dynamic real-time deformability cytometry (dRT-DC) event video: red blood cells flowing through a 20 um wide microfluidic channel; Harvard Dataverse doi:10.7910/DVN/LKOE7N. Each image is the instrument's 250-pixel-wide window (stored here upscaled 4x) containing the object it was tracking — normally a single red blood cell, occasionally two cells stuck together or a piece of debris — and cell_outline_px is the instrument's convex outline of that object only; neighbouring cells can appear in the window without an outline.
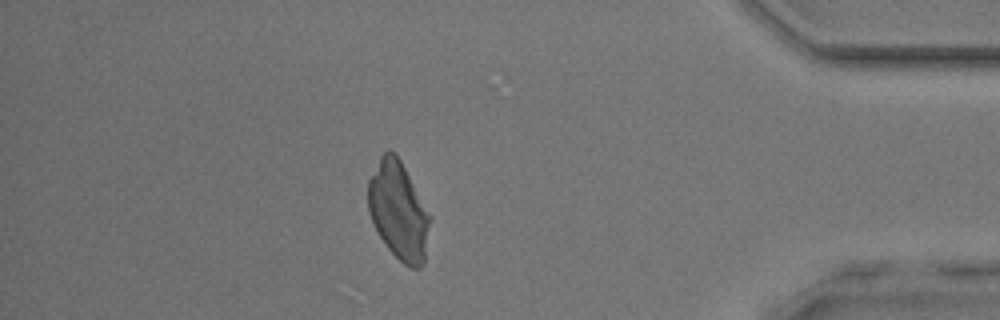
{"species": "common noctule bat (a hibernating species)", "species_latin": "Nyctalus noctula", "temperature_condition": "room temperature", "stored_images_in_passage": 45, "camera_frame_rate_fps": 3000, "um_per_image_px": 0.085, "animal": {"sex": "male", "body_mass_g": 17.9, "forearm_length_mm": 54.2}, "frame": {"image": 1, "passage_image": 39, "time_ms": 12.667, "image_size_px": [1000, 320], "cell_outline_px": [[432, 216], [424, 260], [420, 268], [412, 268], [404, 264], [388, 248], [380, 236], [368, 212], [368, 180], [380, 156], [388, 148], [400, 160]], "centroid_in_image_um": [33.88, 17.91], "position_along_channel_um": 401.3, "area_um2": 35.08}}